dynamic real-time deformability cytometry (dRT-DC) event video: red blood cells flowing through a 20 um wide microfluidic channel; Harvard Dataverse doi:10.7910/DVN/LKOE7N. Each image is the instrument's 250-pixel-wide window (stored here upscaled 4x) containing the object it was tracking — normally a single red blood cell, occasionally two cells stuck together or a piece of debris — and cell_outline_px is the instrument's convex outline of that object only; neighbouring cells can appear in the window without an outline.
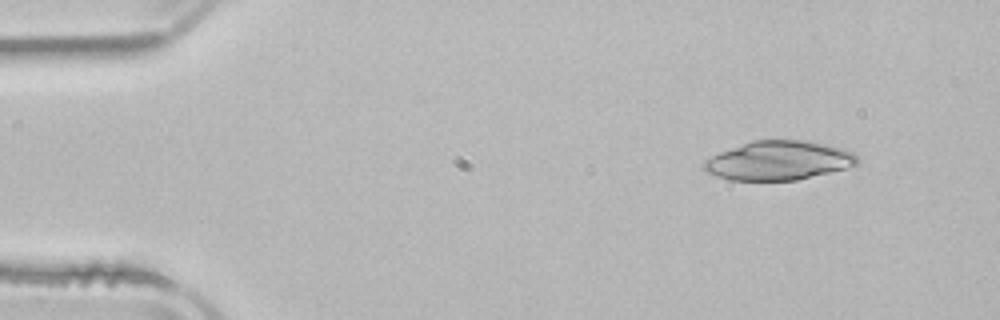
{"species": "common noctule bat (a hibernating species)", "species_latin": "Nyctalus noctula", "temperature_condition": "room temperature", "stored_images_in_passage": 3, "camera_frame_rate_fps": 3000, "um_per_image_px": 0.085, "animal": {"sex": "male", "body_mass_g": 21.5, "forearm_length_mm": 52.0}, "frame": {"image": 1, "passage_image": 1, "time_ms": 0.0, "image_size_px": [1000, 320], "cell_outline_px": [[860, 164], [796, 180], [732, 180], [716, 176], [708, 172], [700, 164], [704, 160], [720, 152], [752, 140], [804, 140], [844, 148], [852, 152], [860, 160]], "centroid_in_image_um": [66.18, 13.64], "position_along_channel_um": 18.8, "area_um2": 34.74}}